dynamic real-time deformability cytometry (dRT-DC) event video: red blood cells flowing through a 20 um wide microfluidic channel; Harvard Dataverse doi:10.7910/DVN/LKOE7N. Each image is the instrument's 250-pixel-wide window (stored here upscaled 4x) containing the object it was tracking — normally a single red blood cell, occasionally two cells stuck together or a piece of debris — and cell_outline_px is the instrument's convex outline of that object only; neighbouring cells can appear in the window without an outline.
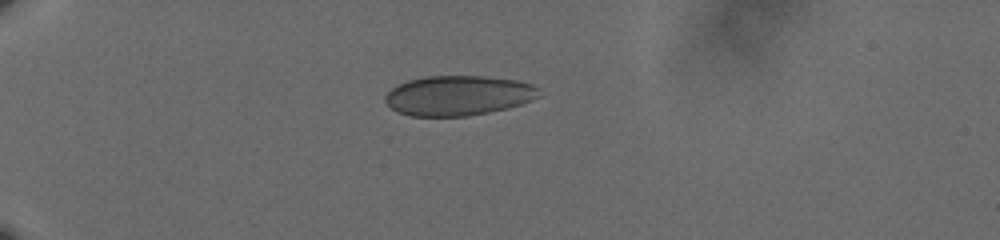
{"species": "human", "species_latin": "Homo sapiens", "temperature_condition": "cold", "stored_images_in_passage": 42, "camera_frame_rate_fps": 3000, "um_per_image_px": 0.085, "donor": {"sex": "male"}, "frame": {"image": 1, "passage_image": 1, "time_ms": 0.0, "image_size_px": [1000, 240], "cell_outline_px": [[540, 96], [532, 100], [508, 108], [468, 116], [408, 116], [396, 112], [384, 100], [384, 96], [392, 88], [408, 80], [424, 76], [484, 76], [516, 80], [532, 84], [540, 88]], "centroid_in_image_um": [38.96, 8.12], "position_along_channel_um": 46.0, "area_um2": 35.95}}
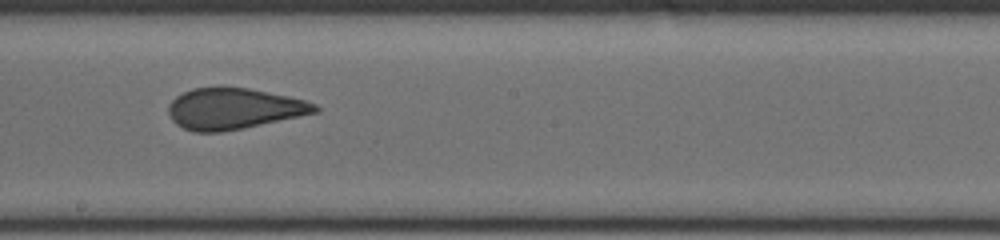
{"frame": {"image": 2, "passage_image": 20, "time_ms": 6.333, "image_size_px": [1000, 240], "cell_outline_px": [[320, 112], [244, 128], [220, 132], [192, 132], [176, 124], [172, 120], [168, 112], [168, 104], [176, 96], [192, 88], [248, 88], [288, 96], [304, 100], [316, 104], [320, 108]], "centroid_in_image_um": [19.88, 9.25], "position_along_channel_um": 228.3, "area_um2": 34.97}}
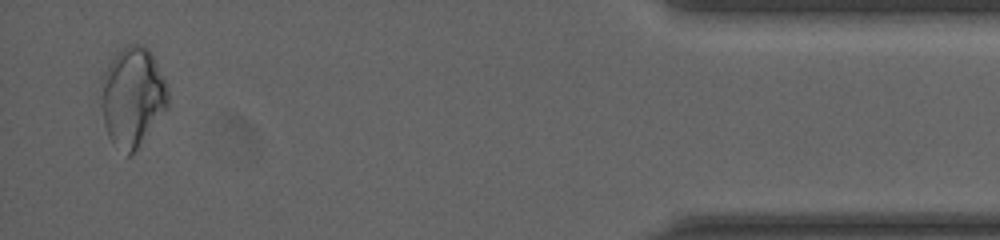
{"frame": {"image": 3, "passage_image": 41, "time_ms": 13.333, "image_size_px": [1000, 240], "cell_outline_px": [[168, 108], [136, 148], [128, 156], [112, 144], [108, 136], [104, 124], [100, 104], [100, 80], [108, 64], [128, 44], [136, 44], [148, 48], [168, 84]], "centroid_in_image_um": [11.24, 8.24], "position_along_channel_um": 424.0, "area_um2": 38.78}, "authors_computed_cell_mechanics": {"area_um2": 35.4603, "velocity_mm_per_s": 3.6311, "shape_relaxation_time_tau1_ms": null, "shape_relaxation_time_tau2_ms": 0.9705, "deformation_change_tau1": null, "deformation_change_tau2": 0.0537}}